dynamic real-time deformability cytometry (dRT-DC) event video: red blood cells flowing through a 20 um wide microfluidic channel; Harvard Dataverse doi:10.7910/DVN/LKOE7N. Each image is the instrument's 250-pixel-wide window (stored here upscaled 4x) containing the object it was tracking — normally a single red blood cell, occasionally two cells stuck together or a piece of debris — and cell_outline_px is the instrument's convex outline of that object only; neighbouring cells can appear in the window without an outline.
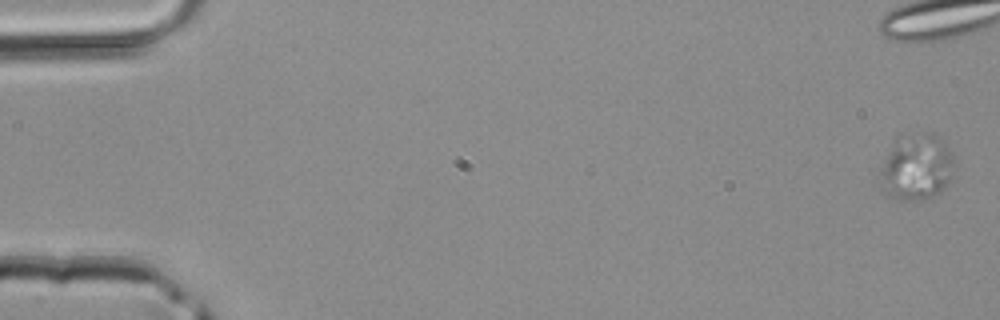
{"species": "common noctule bat (a hibernating species)", "species_latin": "Nyctalus noctula", "temperature_condition": "room temperature", "stored_images_in_passage": 4, "camera_frame_rate_fps": 3000, "um_per_image_px": 0.085, "animal": {"sex": "male", "body_mass_g": 20.4}, "frame": {"image": 1, "passage_image": 1, "time_ms": 0.0, "image_size_px": [1000, 320], "cell_outline_px": [[956, 164], [944, 188], [940, 192], [932, 196], [920, 200], [896, 200], [884, 196], [876, 180], [876, 176], [888, 152], [896, 140], [928, 132], [940, 136], [944, 140], [952, 152]], "centroid_in_image_um": [77.87, 14.27], "position_along_channel_um": 7.1, "area_um2": 29.13}}